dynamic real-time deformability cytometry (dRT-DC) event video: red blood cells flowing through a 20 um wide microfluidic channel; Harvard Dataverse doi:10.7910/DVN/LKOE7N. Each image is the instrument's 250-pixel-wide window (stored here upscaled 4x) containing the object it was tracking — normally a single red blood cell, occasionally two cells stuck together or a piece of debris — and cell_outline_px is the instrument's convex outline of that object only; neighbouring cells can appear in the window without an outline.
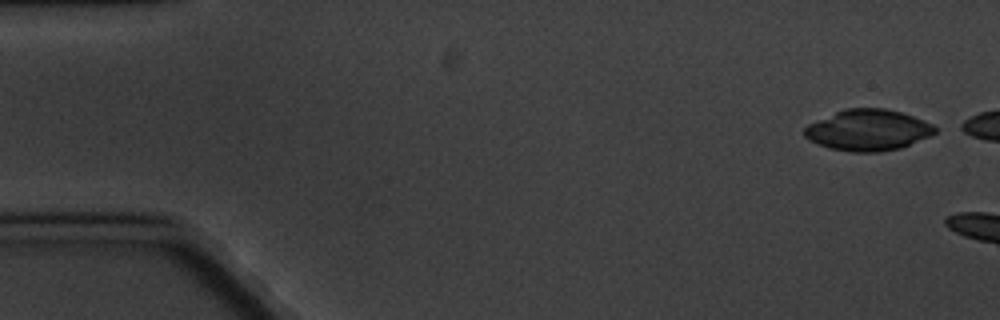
{"species": "common noctule bat (a hibernating species)", "species_latin": "Nyctalus noctula", "temperature_condition": "cold", "stored_images_in_passage": 3, "camera_frame_rate_fps": 3000, "um_per_image_px": 0.085, "animal": {"sex": "male", "body_mass_g": 20.1, "forearm_length_mm": 53.5}, "frame": {"image": 1, "passage_image": 1, "time_ms": 0.0, "image_size_px": [1000, 320], "cell_outline_px": [[936, 132], [928, 136], [900, 148], [876, 152], [852, 152], [828, 148], [808, 140], [804, 136], [804, 128], [808, 124], [844, 108], [884, 108], [900, 112], [924, 120], [932, 124], [936, 128]], "centroid_in_image_um": [73.74, 11.06], "position_along_channel_um": 11.3, "area_um2": 31.1}}